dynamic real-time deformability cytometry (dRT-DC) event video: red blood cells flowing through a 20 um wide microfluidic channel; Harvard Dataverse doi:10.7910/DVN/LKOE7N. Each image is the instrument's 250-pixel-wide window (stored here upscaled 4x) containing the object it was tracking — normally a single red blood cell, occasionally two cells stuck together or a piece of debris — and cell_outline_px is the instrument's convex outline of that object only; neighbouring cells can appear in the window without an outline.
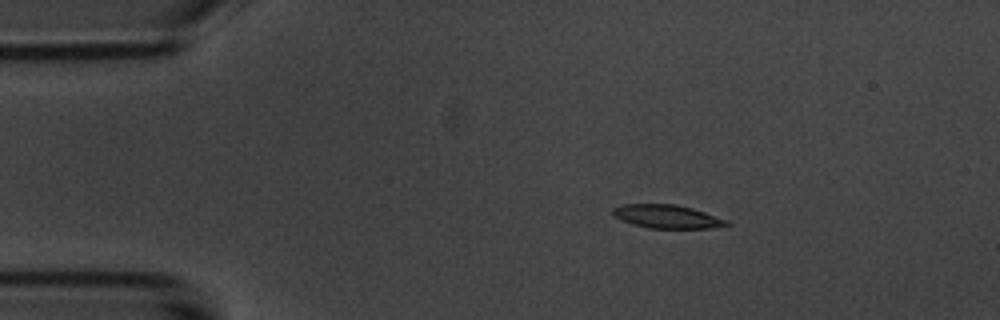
{"species": "common noctule bat (a hibernating species)", "species_latin": "Nyctalus noctula", "temperature_condition": "room temperature", "stored_images_in_passage": 3, "camera_frame_rate_fps": 3000, "um_per_image_px": 0.085, "animal": {"sex": "male", "body_mass_g": 20.1, "forearm_length_mm": 53.5}, "frame": {"image": 1, "passage_image": 2, "time_ms": 1.333, "image_size_px": [1000, 320], "cell_outline_px": [[732, 224], [712, 228], [648, 228], [632, 224], [620, 220], [612, 212], [612, 208], [620, 204], [676, 204], [692, 208], [728, 220]], "centroid_in_image_um": [56.69, 18.4], "position_along_channel_um": 28.3, "area_um2": 15.61}}